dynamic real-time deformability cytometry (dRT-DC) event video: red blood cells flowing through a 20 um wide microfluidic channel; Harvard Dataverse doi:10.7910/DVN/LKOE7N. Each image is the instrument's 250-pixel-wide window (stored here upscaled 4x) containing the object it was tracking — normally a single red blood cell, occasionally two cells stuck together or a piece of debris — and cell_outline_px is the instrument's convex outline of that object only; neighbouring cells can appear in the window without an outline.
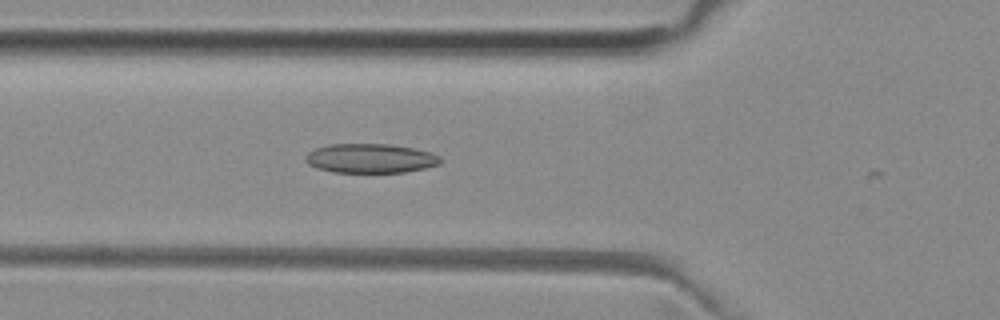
{"species": "common noctule bat (a hibernating species)", "species_latin": "Nyctalus noctula", "temperature_condition": "room temperature", "stored_images_in_passage": 18, "camera_frame_rate_fps": 3000, "um_per_image_px": 0.085, "animal": {"sex": "female", "body_mass_g": 29.2, "forearm_length_mm": 56.3}, "frame": {"image": 1, "passage_image": 17, "time_ms": 5.333, "image_size_px": [1000, 320], "cell_outline_px": [[444, 160], [440, 164], [424, 168], [404, 172], [332, 172], [316, 168], [308, 164], [304, 160], [304, 156], [308, 152], [316, 148], [328, 144], [388, 144], [412, 148], [432, 152], [440, 156]], "centroid_in_image_um": [31.48, 13.46], "position_along_channel_um": 94.3, "area_um2": 23.18}}